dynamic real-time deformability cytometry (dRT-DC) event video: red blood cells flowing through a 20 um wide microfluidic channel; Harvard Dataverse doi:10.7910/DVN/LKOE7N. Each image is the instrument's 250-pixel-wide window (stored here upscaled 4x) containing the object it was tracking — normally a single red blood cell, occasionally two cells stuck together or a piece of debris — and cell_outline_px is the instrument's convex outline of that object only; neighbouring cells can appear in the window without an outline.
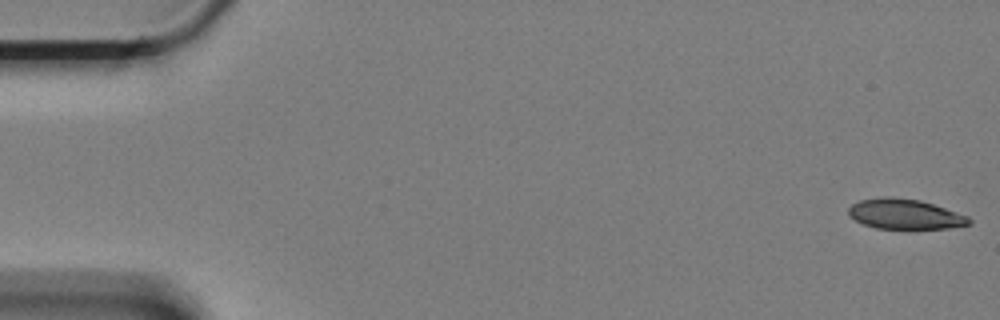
{"species": "Egyptian fruit bat (a non-hibernating species)", "species_latin": "Rousettus aegyptiacus", "temperature_condition": "cold", "stored_images_in_passage": 60, "camera_frame_rate_fps": 3000, "um_per_image_px": 0.085, "animal": {"sex": "female"}, "frame": {"image": 1, "passage_image": 1, "time_ms": 0.0, "image_size_px": [1000, 320], "cell_outline_px": [[972, 224], [948, 228], [876, 228], [864, 224], [848, 216], [848, 208], [852, 204], [860, 200], [880, 196], [892, 196], [920, 200], [968, 216], [972, 220]], "centroid_in_image_um": [76.89, 18.18], "position_along_channel_um": 8.1, "area_um2": 21.1}}
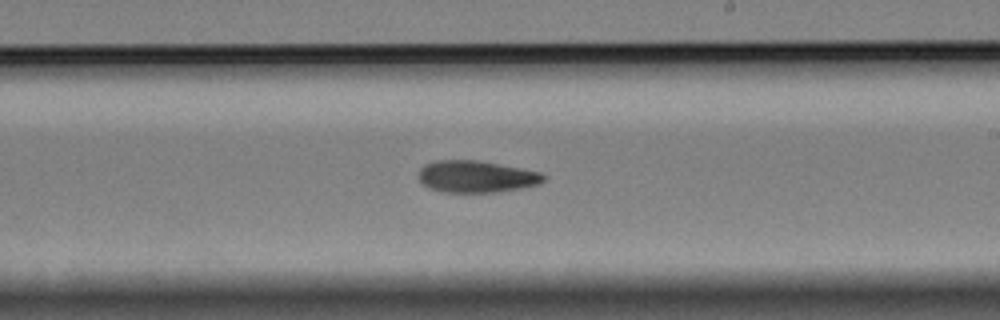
{"frame": {"image": 2, "passage_image": 35, "time_ms": 11.333, "image_size_px": [1000, 320], "cell_outline_px": [[548, 176], [540, 184], [520, 188], [496, 192], [444, 192], [428, 188], [420, 180], [420, 168], [424, 164], [432, 160], [476, 160], [540, 172]], "centroid_in_image_um": [40.48, 15.01], "position_along_channel_um": 248.5, "area_um2": 23.12}}
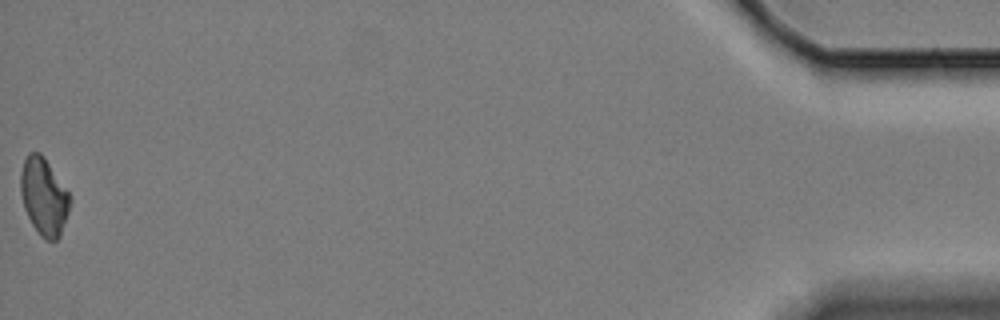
{"frame": {"image": 3, "passage_image": 60, "time_ms": 19.667, "image_size_px": [1000, 320], "cell_outline_px": [[72, 200], [60, 236], [56, 240], [48, 240], [40, 236], [32, 224], [24, 208], [20, 192], [20, 172], [24, 160], [28, 152], [40, 152], [44, 156], [68, 192]], "centroid_in_image_um": [3.72, 16.69], "position_along_channel_um": 431.5, "area_um2": 22.2}, "authors_computed_cell_mechanics": {"area_um2": 23.0911, "velocity_mm_per_s": 3.3248, "shape_relaxation_time_tau1_ms": 9.8276, "shape_relaxation_time_tau2_ms": null, "deformation_change_tau1": 0.1683, "deformation_change_tau2": null}}